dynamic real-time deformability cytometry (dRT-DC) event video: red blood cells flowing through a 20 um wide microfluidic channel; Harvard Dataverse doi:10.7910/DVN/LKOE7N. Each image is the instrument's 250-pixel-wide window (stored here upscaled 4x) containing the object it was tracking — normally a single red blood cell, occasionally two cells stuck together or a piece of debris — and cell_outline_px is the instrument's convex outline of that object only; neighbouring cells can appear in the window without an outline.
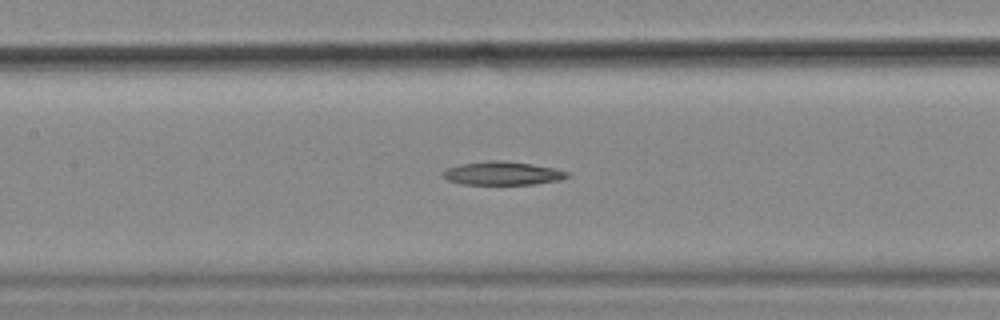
{"species": "common noctule bat (a hibernating species)", "species_latin": "Nyctalus noctula", "temperature_condition": "cold", "stored_images_in_passage": 36, "camera_frame_rate_fps": 3000, "um_per_image_px": 0.085, "animal": {"sex": "female", "body_mass_g": 18.4}, "frame": {"image": 1, "passage_image": 16, "time_ms": 5.0, "image_size_px": [1000, 320], "cell_outline_px": [[572, 176], [556, 180], [532, 184], [460, 184], [448, 180], [440, 176], [440, 172], [448, 168], [460, 164], [488, 160], [496, 160], [532, 164], [556, 168], [568, 172]], "centroid_in_image_um": [42.66, 14.72], "position_along_channel_um": 164.7, "area_um2": 16.99}}